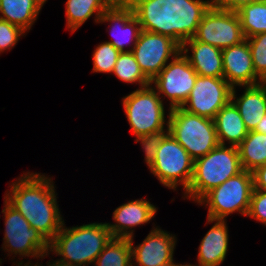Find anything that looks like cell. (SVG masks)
Segmentation results:
<instances>
[{
    "label": "cell",
    "instance_id": "e0dca14e",
    "mask_svg": "<svg viewBox=\"0 0 266 266\" xmlns=\"http://www.w3.org/2000/svg\"><path fill=\"white\" fill-rule=\"evenodd\" d=\"M157 212V207L144 198L128 201L113 212L116 223H106L113 238L134 237V227L147 224Z\"/></svg>",
    "mask_w": 266,
    "mask_h": 266
},
{
    "label": "cell",
    "instance_id": "7402d4cb",
    "mask_svg": "<svg viewBox=\"0 0 266 266\" xmlns=\"http://www.w3.org/2000/svg\"><path fill=\"white\" fill-rule=\"evenodd\" d=\"M47 0H0V19L25 32L31 29Z\"/></svg>",
    "mask_w": 266,
    "mask_h": 266
},
{
    "label": "cell",
    "instance_id": "30bf717a",
    "mask_svg": "<svg viewBox=\"0 0 266 266\" xmlns=\"http://www.w3.org/2000/svg\"><path fill=\"white\" fill-rule=\"evenodd\" d=\"M193 38L220 49L246 40L237 12L222 10L214 4L203 14Z\"/></svg>",
    "mask_w": 266,
    "mask_h": 266
},
{
    "label": "cell",
    "instance_id": "f35d334b",
    "mask_svg": "<svg viewBox=\"0 0 266 266\" xmlns=\"http://www.w3.org/2000/svg\"><path fill=\"white\" fill-rule=\"evenodd\" d=\"M2 259H0V264L2 263V261H1ZM23 263H24V261H19L16 265L17 266H27V263H24V265H23ZM1 266V265H0Z\"/></svg>",
    "mask_w": 266,
    "mask_h": 266
},
{
    "label": "cell",
    "instance_id": "d590c367",
    "mask_svg": "<svg viewBox=\"0 0 266 266\" xmlns=\"http://www.w3.org/2000/svg\"><path fill=\"white\" fill-rule=\"evenodd\" d=\"M51 260H49V262H47V265L48 266H72V265H68V264H64V263H61V262H59V261H57V260H53V261H51ZM34 266H40L39 264H38V262L37 263H35V265ZM41 266H43L42 264H41Z\"/></svg>",
    "mask_w": 266,
    "mask_h": 266
},
{
    "label": "cell",
    "instance_id": "836d02e7",
    "mask_svg": "<svg viewBox=\"0 0 266 266\" xmlns=\"http://www.w3.org/2000/svg\"><path fill=\"white\" fill-rule=\"evenodd\" d=\"M252 174L254 189L266 192V164L257 167Z\"/></svg>",
    "mask_w": 266,
    "mask_h": 266
},
{
    "label": "cell",
    "instance_id": "e575fe53",
    "mask_svg": "<svg viewBox=\"0 0 266 266\" xmlns=\"http://www.w3.org/2000/svg\"><path fill=\"white\" fill-rule=\"evenodd\" d=\"M254 131L266 134V114L259 121Z\"/></svg>",
    "mask_w": 266,
    "mask_h": 266
},
{
    "label": "cell",
    "instance_id": "2e32d148",
    "mask_svg": "<svg viewBox=\"0 0 266 266\" xmlns=\"http://www.w3.org/2000/svg\"><path fill=\"white\" fill-rule=\"evenodd\" d=\"M223 78L234 88L263 83L256 75L247 40L222 49Z\"/></svg>",
    "mask_w": 266,
    "mask_h": 266
},
{
    "label": "cell",
    "instance_id": "d4e9b609",
    "mask_svg": "<svg viewBox=\"0 0 266 266\" xmlns=\"http://www.w3.org/2000/svg\"><path fill=\"white\" fill-rule=\"evenodd\" d=\"M93 264L94 266H132L129 238H112Z\"/></svg>",
    "mask_w": 266,
    "mask_h": 266
},
{
    "label": "cell",
    "instance_id": "74e56055",
    "mask_svg": "<svg viewBox=\"0 0 266 266\" xmlns=\"http://www.w3.org/2000/svg\"><path fill=\"white\" fill-rule=\"evenodd\" d=\"M169 266H196V265H194V264L192 265V264H190V263H189V264H188V263H187V264H185V263H184V264H179V263L173 262V263H172L171 265H169Z\"/></svg>",
    "mask_w": 266,
    "mask_h": 266
},
{
    "label": "cell",
    "instance_id": "4dcf8cb0",
    "mask_svg": "<svg viewBox=\"0 0 266 266\" xmlns=\"http://www.w3.org/2000/svg\"><path fill=\"white\" fill-rule=\"evenodd\" d=\"M25 33L20 27L0 19V53L14 48Z\"/></svg>",
    "mask_w": 266,
    "mask_h": 266
},
{
    "label": "cell",
    "instance_id": "7a4b0ae2",
    "mask_svg": "<svg viewBox=\"0 0 266 266\" xmlns=\"http://www.w3.org/2000/svg\"><path fill=\"white\" fill-rule=\"evenodd\" d=\"M142 30L171 37L180 46L196 33L213 0H127Z\"/></svg>",
    "mask_w": 266,
    "mask_h": 266
},
{
    "label": "cell",
    "instance_id": "44dd1931",
    "mask_svg": "<svg viewBox=\"0 0 266 266\" xmlns=\"http://www.w3.org/2000/svg\"><path fill=\"white\" fill-rule=\"evenodd\" d=\"M214 120L220 145L238 146L248 134L245 123L235 104L230 100L216 114Z\"/></svg>",
    "mask_w": 266,
    "mask_h": 266
},
{
    "label": "cell",
    "instance_id": "ffe728a7",
    "mask_svg": "<svg viewBox=\"0 0 266 266\" xmlns=\"http://www.w3.org/2000/svg\"><path fill=\"white\" fill-rule=\"evenodd\" d=\"M236 87L232 89L231 101L237 107L248 131H254L266 114V82L244 86L243 94L237 97Z\"/></svg>",
    "mask_w": 266,
    "mask_h": 266
},
{
    "label": "cell",
    "instance_id": "d6a6232c",
    "mask_svg": "<svg viewBox=\"0 0 266 266\" xmlns=\"http://www.w3.org/2000/svg\"><path fill=\"white\" fill-rule=\"evenodd\" d=\"M259 1L263 0H213V4L222 10L237 12L243 6Z\"/></svg>",
    "mask_w": 266,
    "mask_h": 266
},
{
    "label": "cell",
    "instance_id": "3957f363",
    "mask_svg": "<svg viewBox=\"0 0 266 266\" xmlns=\"http://www.w3.org/2000/svg\"><path fill=\"white\" fill-rule=\"evenodd\" d=\"M113 238L105 223H89L67 228L65 223L50 242V252L57 261L72 266L93 264Z\"/></svg>",
    "mask_w": 266,
    "mask_h": 266
},
{
    "label": "cell",
    "instance_id": "83f0119b",
    "mask_svg": "<svg viewBox=\"0 0 266 266\" xmlns=\"http://www.w3.org/2000/svg\"><path fill=\"white\" fill-rule=\"evenodd\" d=\"M121 52L110 42H102L93 51V70L96 73H111Z\"/></svg>",
    "mask_w": 266,
    "mask_h": 266
},
{
    "label": "cell",
    "instance_id": "4316f807",
    "mask_svg": "<svg viewBox=\"0 0 266 266\" xmlns=\"http://www.w3.org/2000/svg\"><path fill=\"white\" fill-rule=\"evenodd\" d=\"M112 74L126 83H138L140 88L151 85V81L143 74L132 52H121Z\"/></svg>",
    "mask_w": 266,
    "mask_h": 266
},
{
    "label": "cell",
    "instance_id": "6da1fadb",
    "mask_svg": "<svg viewBox=\"0 0 266 266\" xmlns=\"http://www.w3.org/2000/svg\"><path fill=\"white\" fill-rule=\"evenodd\" d=\"M10 185L4 199L50 243L64 224L53 180L42 173L25 172Z\"/></svg>",
    "mask_w": 266,
    "mask_h": 266
},
{
    "label": "cell",
    "instance_id": "5bb4252c",
    "mask_svg": "<svg viewBox=\"0 0 266 266\" xmlns=\"http://www.w3.org/2000/svg\"><path fill=\"white\" fill-rule=\"evenodd\" d=\"M132 251V266H169L174 262L173 254L177 239L161 228L154 227L139 245L129 238Z\"/></svg>",
    "mask_w": 266,
    "mask_h": 266
},
{
    "label": "cell",
    "instance_id": "1f68e13d",
    "mask_svg": "<svg viewBox=\"0 0 266 266\" xmlns=\"http://www.w3.org/2000/svg\"><path fill=\"white\" fill-rule=\"evenodd\" d=\"M246 217H250L266 225V192L253 189L249 211Z\"/></svg>",
    "mask_w": 266,
    "mask_h": 266
},
{
    "label": "cell",
    "instance_id": "9c48e42d",
    "mask_svg": "<svg viewBox=\"0 0 266 266\" xmlns=\"http://www.w3.org/2000/svg\"><path fill=\"white\" fill-rule=\"evenodd\" d=\"M5 230L3 249L8 256L19 255L43 259L49 255L50 243L36 229L31 227L26 218L19 211L4 200Z\"/></svg>",
    "mask_w": 266,
    "mask_h": 266
},
{
    "label": "cell",
    "instance_id": "9a60e30c",
    "mask_svg": "<svg viewBox=\"0 0 266 266\" xmlns=\"http://www.w3.org/2000/svg\"><path fill=\"white\" fill-rule=\"evenodd\" d=\"M106 22L113 23L109 25L112 37L107 42H110L120 52H132L142 31L132 7L127 2L109 6L98 23ZM128 45L129 48L125 50Z\"/></svg>",
    "mask_w": 266,
    "mask_h": 266
},
{
    "label": "cell",
    "instance_id": "f546056e",
    "mask_svg": "<svg viewBox=\"0 0 266 266\" xmlns=\"http://www.w3.org/2000/svg\"><path fill=\"white\" fill-rule=\"evenodd\" d=\"M168 133H169V128L162 131L149 133L143 136H136L135 142L141 143L143 152L145 153L144 160L148 168L150 167V165L157 156V150L160 147L161 141Z\"/></svg>",
    "mask_w": 266,
    "mask_h": 266
},
{
    "label": "cell",
    "instance_id": "ac0fdd59",
    "mask_svg": "<svg viewBox=\"0 0 266 266\" xmlns=\"http://www.w3.org/2000/svg\"><path fill=\"white\" fill-rule=\"evenodd\" d=\"M214 225L203 237L197 255L198 265L196 266H219L227 255L229 233L226 220L207 218V223Z\"/></svg>",
    "mask_w": 266,
    "mask_h": 266
},
{
    "label": "cell",
    "instance_id": "f1b7e54d",
    "mask_svg": "<svg viewBox=\"0 0 266 266\" xmlns=\"http://www.w3.org/2000/svg\"><path fill=\"white\" fill-rule=\"evenodd\" d=\"M256 75L266 82V32L246 38Z\"/></svg>",
    "mask_w": 266,
    "mask_h": 266
},
{
    "label": "cell",
    "instance_id": "d6986e66",
    "mask_svg": "<svg viewBox=\"0 0 266 266\" xmlns=\"http://www.w3.org/2000/svg\"><path fill=\"white\" fill-rule=\"evenodd\" d=\"M181 52L198 75L223 77L222 49L190 38L181 45Z\"/></svg>",
    "mask_w": 266,
    "mask_h": 266
},
{
    "label": "cell",
    "instance_id": "8992f818",
    "mask_svg": "<svg viewBox=\"0 0 266 266\" xmlns=\"http://www.w3.org/2000/svg\"><path fill=\"white\" fill-rule=\"evenodd\" d=\"M253 189L252 172L242 170L207 192L197 204L208 206L207 218L210 219L226 220L234 212L245 217L249 211Z\"/></svg>",
    "mask_w": 266,
    "mask_h": 266
},
{
    "label": "cell",
    "instance_id": "7c38bea8",
    "mask_svg": "<svg viewBox=\"0 0 266 266\" xmlns=\"http://www.w3.org/2000/svg\"><path fill=\"white\" fill-rule=\"evenodd\" d=\"M181 51L171 37L142 30L132 53L143 74L152 81Z\"/></svg>",
    "mask_w": 266,
    "mask_h": 266
},
{
    "label": "cell",
    "instance_id": "52a82bcc",
    "mask_svg": "<svg viewBox=\"0 0 266 266\" xmlns=\"http://www.w3.org/2000/svg\"><path fill=\"white\" fill-rule=\"evenodd\" d=\"M122 104L135 136H143L168 128L169 121L165 119L163 100L152 85L132 91L122 98Z\"/></svg>",
    "mask_w": 266,
    "mask_h": 266
},
{
    "label": "cell",
    "instance_id": "cb8c5ba5",
    "mask_svg": "<svg viewBox=\"0 0 266 266\" xmlns=\"http://www.w3.org/2000/svg\"><path fill=\"white\" fill-rule=\"evenodd\" d=\"M237 148L243 170L253 172L266 164V134L249 131Z\"/></svg>",
    "mask_w": 266,
    "mask_h": 266
},
{
    "label": "cell",
    "instance_id": "603a6c76",
    "mask_svg": "<svg viewBox=\"0 0 266 266\" xmlns=\"http://www.w3.org/2000/svg\"><path fill=\"white\" fill-rule=\"evenodd\" d=\"M65 5L66 28L72 33L93 15L95 22L98 23L104 11L110 6L105 0H67Z\"/></svg>",
    "mask_w": 266,
    "mask_h": 266
},
{
    "label": "cell",
    "instance_id": "277c9868",
    "mask_svg": "<svg viewBox=\"0 0 266 266\" xmlns=\"http://www.w3.org/2000/svg\"><path fill=\"white\" fill-rule=\"evenodd\" d=\"M238 148L218 145L194 161L193 176L183 199L197 203L211 189L242 171Z\"/></svg>",
    "mask_w": 266,
    "mask_h": 266
},
{
    "label": "cell",
    "instance_id": "484cf974",
    "mask_svg": "<svg viewBox=\"0 0 266 266\" xmlns=\"http://www.w3.org/2000/svg\"><path fill=\"white\" fill-rule=\"evenodd\" d=\"M237 14L245 38L266 32V0L245 5Z\"/></svg>",
    "mask_w": 266,
    "mask_h": 266
},
{
    "label": "cell",
    "instance_id": "8fae6325",
    "mask_svg": "<svg viewBox=\"0 0 266 266\" xmlns=\"http://www.w3.org/2000/svg\"><path fill=\"white\" fill-rule=\"evenodd\" d=\"M197 76L189 60L180 51L151 81V85H155L152 87L161 99L167 97L171 109L181 107L186 102Z\"/></svg>",
    "mask_w": 266,
    "mask_h": 266
},
{
    "label": "cell",
    "instance_id": "4fadbf2b",
    "mask_svg": "<svg viewBox=\"0 0 266 266\" xmlns=\"http://www.w3.org/2000/svg\"><path fill=\"white\" fill-rule=\"evenodd\" d=\"M233 87L223 77L198 75L186 102L181 106L192 114L214 119L231 100Z\"/></svg>",
    "mask_w": 266,
    "mask_h": 266
},
{
    "label": "cell",
    "instance_id": "ab89813d",
    "mask_svg": "<svg viewBox=\"0 0 266 266\" xmlns=\"http://www.w3.org/2000/svg\"><path fill=\"white\" fill-rule=\"evenodd\" d=\"M27 266H34V265H32V263H31V261H27Z\"/></svg>",
    "mask_w": 266,
    "mask_h": 266
},
{
    "label": "cell",
    "instance_id": "ba28073f",
    "mask_svg": "<svg viewBox=\"0 0 266 266\" xmlns=\"http://www.w3.org/2000/svg\"><path fill=\"white\" fill-rule=\"evenodd\" d=\"M193 167L194 160L168 133L161 141L157 156L149 169L163 186L176 190L182 185L185 193L193 176Z\"/></svg>",
    "mask_w": 266,
    "mask_h": 266
},
{
    "label": "cell",
    "instance_id": "5b68a950",
    "mask_svg": "<svg viewBox=\"0 0 266 266\" xmlns=\"http://www.w3.org/2000/svg\"><path fill=\"white\" fill-rule=\"evenodd\" d=\"M168 112L169 133L194 161L219 145L213 119L189 113L182 107Z\"/></svg>",
    "mask_w": 266,
    "mask_h": 266
},
{
    "label": "cell",
    "instance_id": "8d00e7d4",
    "mask_svg": "<svg viewBox=\"0 0 266 266\" xmlns=\"http://www.w3.org/2000/svg\"><path fill=\"white\" fill-rule=\"evenodd\" d=\"M110 6L119 5L127 2V0H105Z\"/></svg>",
    "mask_w": 266,
    "mask_h": 266
}]
</instances>
